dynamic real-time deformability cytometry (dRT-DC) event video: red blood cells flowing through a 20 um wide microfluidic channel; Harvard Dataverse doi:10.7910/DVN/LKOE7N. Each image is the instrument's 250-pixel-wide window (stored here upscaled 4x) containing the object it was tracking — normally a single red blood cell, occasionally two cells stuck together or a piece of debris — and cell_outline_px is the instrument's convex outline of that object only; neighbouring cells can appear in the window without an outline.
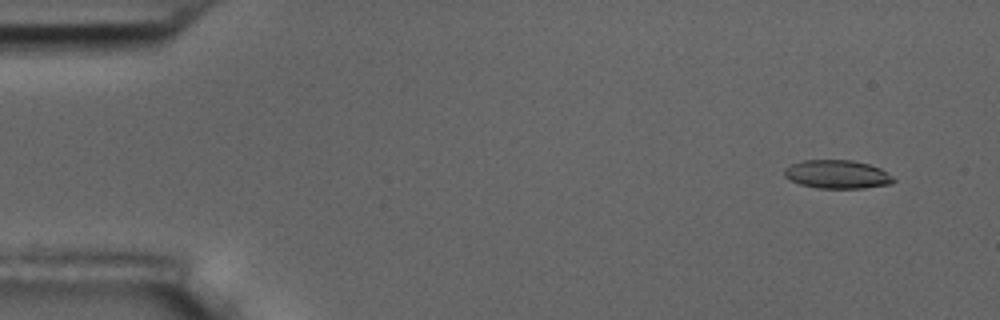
{"species": "common noctule bat (a hibernating species)", "species_latin": "Nyctalus noctula", "temperature_condition": "room temperature", "stored_images_in_passage": 15, "camera_frame_rate_fps": 3000, "um_per_image_px": 0.085, "animal": {"sex": "male", "body_mass_g": 17.5, "forearm_length_mm": 52.3}, "frame": {"image": 1, "passage_image": 2, "time_ms": 1.0, "image_size_px": [1000, 320], "cell_outline_px": [[896, 180], [892, 184], [864, 188], [816, 188], [800, 184], [788, 180], [784, 176], [784, 168], [792, 164], [804, 160], [852, 160], [868, 164], [880, 168], [892, 176]], "centroid_in_image_um": [71.15, 14.82], "position_along_channel_um": 13.8, "area_um2": 18.21}}
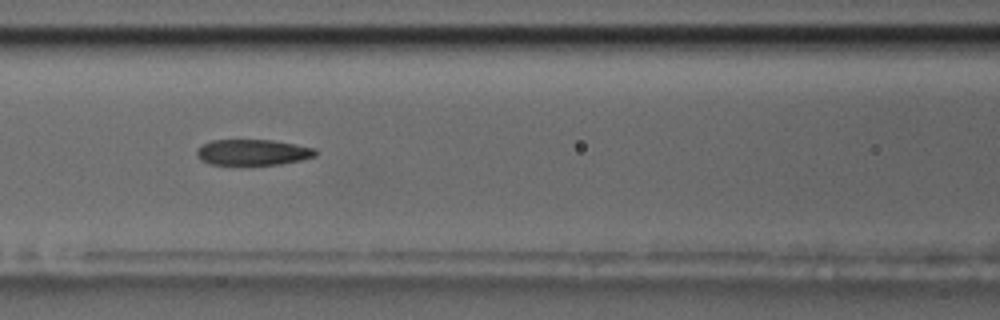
{"frame": {"image": 2, "passage_image": 7, "time_ms": 7.667, "image_size_px": [1000, 320], "cell_outline_px": [[316, 156], [300, 160], [280, 164], [208, 164], [200, 160], [196, 156], [196, 148], [212, 140], [272, 140], [316, 148]], "centroid_in_image_um": [21.46, 12.94], "position_along_channel_um": 145.1, "area_um2": 17.8}}
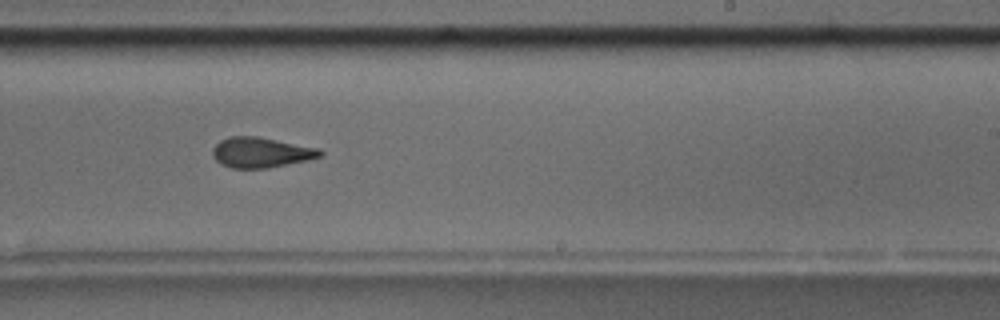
{"frame": {"image": 3, "passage_image": 10, "time_ms": 11.0, "image_size_px": [1000, 320], "cell_outline_px": [[324, 152], [320, 156], [308, 160], [268, 168], [232, 168], [220, 164], [212, 156], [212, 148], [220, 140], [228, 136], [256, 136], [320, 148]], "centroid_in_image_um": [22.16, 12.95], "position_along_channel_um": 266.8, "area_um2": 19.07}, "authors_computed_cell_mechanics": {"area_um2": 19.1318, "velocity_mm_per_s": 3.6686, "shape_relaxation_time_tau1_ms": 4.6252, "shape_relaxation_time_tau2_ms": 2.5794, "deformation_change_tau1": 0.1589, "deformation_change_tau2": 0.0849}}